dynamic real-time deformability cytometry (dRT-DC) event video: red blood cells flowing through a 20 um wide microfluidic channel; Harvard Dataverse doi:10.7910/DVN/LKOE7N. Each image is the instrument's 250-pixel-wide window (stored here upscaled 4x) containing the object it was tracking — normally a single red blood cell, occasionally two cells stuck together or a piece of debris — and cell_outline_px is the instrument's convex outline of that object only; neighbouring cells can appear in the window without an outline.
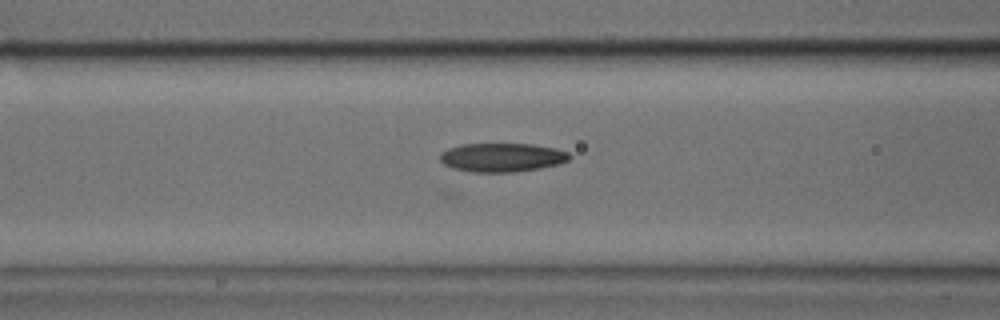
{"species": "common noctule bat (a hibernating species)", "species_latin": "Nyctalus noctula", "temperature_condition": "cold", "stored_images_in_passage": 40, "camera_frame_rate_fps": 3000, "um_per_image_px": 0.085, "animal": {"sex": "male", "body_mass_g": 17.9, "forearm_length_mm": 54.2}, "frame": {"image": 1, "passage_image": 9, "time_ms": 2.667, "image_size_px": [1000, 320], "cell_outline_px": [[572, 156], [568, 160], [560, 164], [540, 168], [516, 172], [472, 172], [452, 168], [444, 164], [440, 160], [440, 152], [448, 148], [460, 144], [532, 144], [556, 148], [568, 152]], "centroid_in_image_um": [42.67, 13.38], "position_along_channel_um": 123.9, "area_um2": 21.91}}
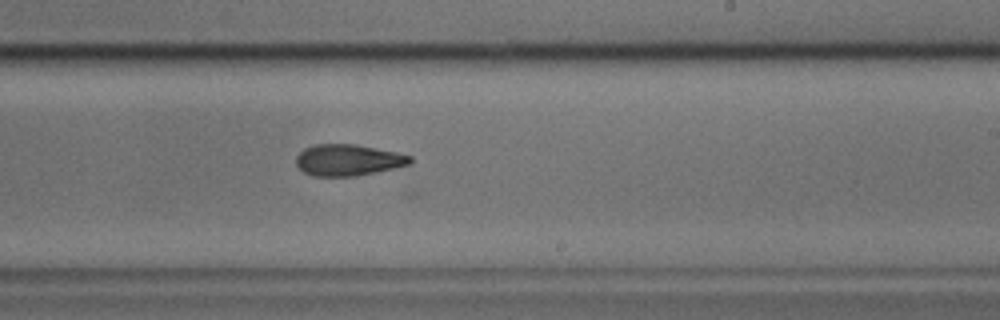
{"frame": {"image": 2, "passage_image": 19, "time_ms": 6.0, "image_size_px": [1000, 320], "cell_outline_px": [[412, 164], [396, 168], [356, 176], [312, 176], [304, 172], [296, 164], [296, 156], [304, 148], [316, 144], [356, 144], [396, 152], [412, 156]], "centroid_in_image_um": [29.61, 13.6], "position_along_channel_um": 259.4, "area_um2": 20.98}}
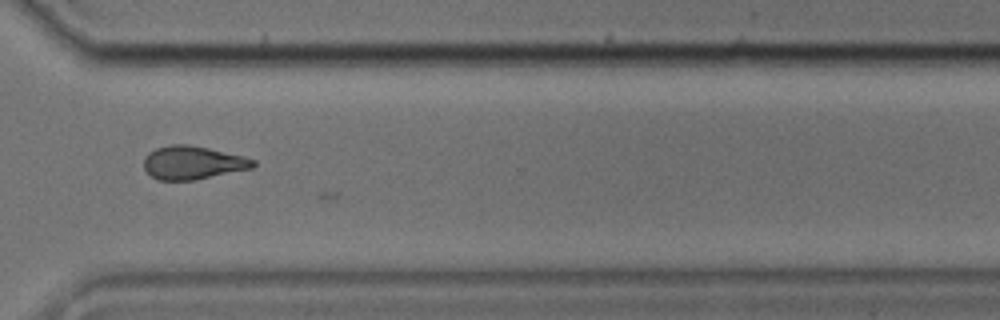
{"frame": {"image": 3, "passage_image": 26, "time_ms": 8.333, "image_size_px": [1000, 320], "cell_outline_px": [[256, 164], [252, 168], [196, 180], [156, 180], [144, 168], [144, 156], [148, 152], [156, 148], [172, 144], [188, 144], [208, 148], [244, 156], [256, 160]], "centroid_in_image_um": [16.38, 13.82], "position_along_channel_um": 354.2, "area_um2": 21.33}}